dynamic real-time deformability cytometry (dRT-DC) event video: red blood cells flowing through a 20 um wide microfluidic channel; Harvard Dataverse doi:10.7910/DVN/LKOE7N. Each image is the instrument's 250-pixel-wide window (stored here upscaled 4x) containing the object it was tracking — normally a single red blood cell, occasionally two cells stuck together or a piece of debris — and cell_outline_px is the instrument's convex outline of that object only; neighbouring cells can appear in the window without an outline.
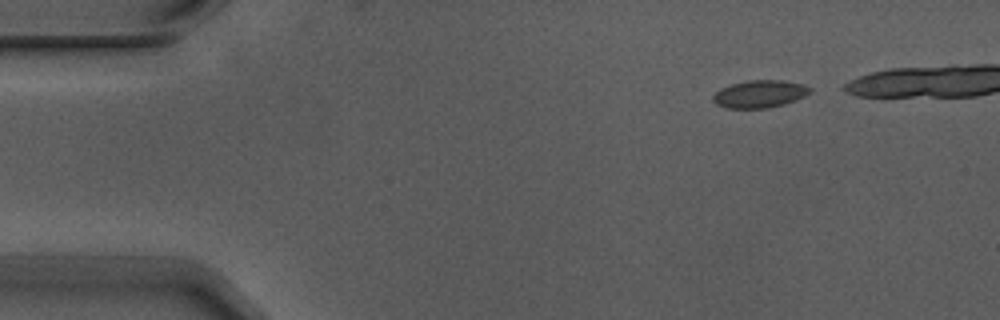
{"species": "Egyptian fruit bat (a non-hibernating species)", "species_latin": "Rousettus aegyptiacus", "temperature_condition": "warm", "stored_images_in_passage": 7, "camera_frame_rate_fps": 3000, "um_per_image_px": 0.085, "animal": {"sex": "male"}, "frame": {"image": 1, "passage_image": 1, "time_ms": 0.0, "image_size_px": [1000, 320], "cell_outline_px": [[812, 92], [796, 100], [784, 104], [764, 108], [724, 108], [716, 104], [712, 100], [712, 96], [720, 88], [732, 84], [748, 80], [780, 80], [804, 84], [812, 88]], "centroid_in_image_um": [64.57, 7.98], "position_along_channel_um": 20.4, "area_um2": 15.61}}